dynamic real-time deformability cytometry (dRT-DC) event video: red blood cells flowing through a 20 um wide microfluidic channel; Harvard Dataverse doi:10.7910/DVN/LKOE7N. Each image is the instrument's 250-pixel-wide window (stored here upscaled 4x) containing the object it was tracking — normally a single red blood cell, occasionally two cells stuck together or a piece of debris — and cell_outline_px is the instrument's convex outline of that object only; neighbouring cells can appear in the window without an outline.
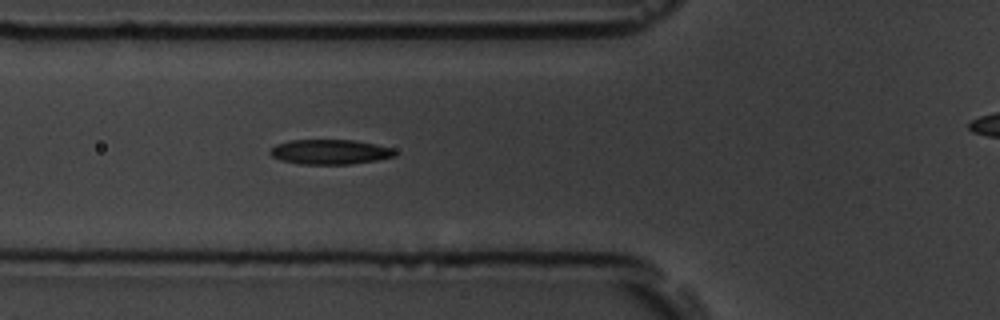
{"species": "common noctule bat (a hibernating species)", "species_latin": "Nyctalus noctula", "temperature_condition": "room temperature", "stored_images_in_passage": 6, "segment_of_instrument_passage": [1, 2], "camera_frame_rate_fps": 3000, "um_per_image_px": 0.085, "animal": {"sex": "male", "body_mass_g": 19.5, "forearm_length_mm": 54.6}, "frame": {"image": 1, "passage_image": 5, "time_ms": 4.333, "image_size_px": [1000, 320], "cell_outline_px": [[396, 156], [376, 160], [352, 164], [300, 164], [280, 160], [272, 156], [268, 152], [276, 144], [288, 140], [352, 140], [376, 144], [392, 148], [396, 152]], "centroid_in_image_um": [28.03, 12.91], "position_along_channel_um": 97.8, "area_um2": 18.09}}